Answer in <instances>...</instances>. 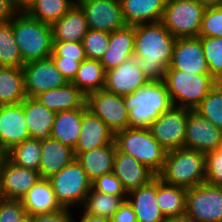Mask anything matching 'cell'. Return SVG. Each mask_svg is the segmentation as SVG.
I'll list each match as a JSON object with an SVG mask.
<instances>
[{"instance_id":"49","label":"cell","mask_w":222,"mask_h":222,"mask_svg":"<svg viewBox=\"0 0 222 222\" xmlns=\"http://www.w3.org/2000/svg\"><path fill=\"white\" fill-rule=\"evenodd\" d=\"M16 13L11 0H0V23L10 21Z\"/></svg>"},{"instance_id":"28","label":"cell","mask_w":222,"mask_h":222,"mask_svg":"<svg viewBox=\"0 0 222 222\" xmlns=\"http://www.w3.org/2000/svg\"><path fill=\"white\" fill-rule=\"evenodd\" d=\"M35 98L54 112L87 108L86 96L71 82L43 92Z\"/></svg>"},{"instance_id":"21","label":"cell","mask_w":222,"mask_h":222,"mask_svg":"<svg viewBox=\"0 0 222 222\" xmlns=\"http://www.w3.org/2000/svg\"><path fill=\"white\" fill-rule=\"evenodd\" d=\"M135 43V26L125 27L110 32L108 49L100 60L105 72L115 69L125 60L133 57Z\"/></svg>"},{"instance_id":"36","label":"cell","mask_w":222,"mask_h":222,"mask_svg":"<svg viewBox=\"0 0 222 222\" xmlns=\"http://www.w3.org/2000/svg\"><path fill=\"white\" fill-rule=\"evenodd\" d=\"M41 153V140L28 138L8 151V159L17 166L39 172Z\"/></svg>"},{"instance_id":"37","label":"cell","mask_w":222,"mask_h":222,"mask_svg":"<svg viewBox=\"0 0 222 222\" xmlns=\"http://www.w3.org/2000/svg\"><path fill=\"white\" fill-rule=\"evenodd\" d=\"M23 59L15 42L12 22L0 23V66L23 68Z\"/></svg>"},{"instance_id":"6","label":"cell","mask_w":222,"mask_h":222,"mask_svg":"<svg viewBox=\"0 0 222 222\" xmlns=\"http://www.w3.org/2000/svg\"><path fill=\"white\" fill-rule=\"evenodd\" d=\"M163 82L173 106L194 110L217 81L210 74H189L167 69Z\"/></svg>"},{"instance_id":"5","label":"cell","mask_w":222,"mask_h":222,"mask_svg":"<svg viewBox=\"0 0 222 222\" xmlns=\"http://www.w3.org/2000/svg\"><path fill=\"white\" fill-rule=\"evenodd\" d=\"M119 152L126 153L158 174L164 165L167 150L152 136L149 128H126L114 134Z\"/></svg>"},{"instance_id":"1","label":"cell","mask_w":222,"mask_h":222,"mask_svg":"<svg viewBox=\"0 0 222 222\" xmlns=\"http://www.w3.org/2000/svg\"><path fill=\"white\" fill-rule=\"evenodd\" d=\"M176 38L160 22L135 25L133 58L149 81H163Z\"/></svg>"},{"instance_id":"51","label":"cell","mask_w":222,"mask_h":222,"mask_svg":"<svg viewBox=\"0 0 222 222\" xmlns=\"http://www.w3.org/2000/svg\"><path fill=\"white\" fill-rule=\"evenodd\" d=\"M35 0H11L16 12H26Z\"/></svg>"},{"instance_id":"8","label":"cell","mask_w":222,"mask_h":222,"mask_svg":"<svg viewBox=\"0 0 222 222\" xmlns=\"http://www.w3.org/2000/svg\"><path fill=\"white\" fill-rule=\"evenodd\" d=\"M48 179L60 205L72 210L82 206L91 189V181L76 159Z\"/></svg>"},{"instance_id":"18","label":"cell","mask_w":222,"mask_h":222,"mask_svg":"<svg viewBox=\"0 0 222 222\" xmlns=\"http://www.w3.org/2000/svg\"><path fill=\"white\" fill-rule=\"evenodd\" d=\"M149 80L136 67L133 57L119 64L115 69L106 71L104 89L117 95L126 96L137 91Z\"/></svg>"},{"instance_id":"26","label":"cell","mask_w":222,"mask_h":222,"mask_svg":"<svg viewBox=\"0 0 222 222\" xmlns=\"http://www.w3.org/2000/svg\"><path fill=\"white\" fill-rule=\"evenodd\" d=\"M23 109L30 138L39 140L51 138L56 112L42 105L36 98L31 97H26L23 100Z\"/></svg>"},{"instance_id":"19","label":"cell","mask_w":222,"mask_h":222,"mask_svg":"<svg viewBox=\"0 0 222 222\" xmlns=\"http://www.w3.org/2000/svg\"><path fill=\"white\" fill-rule=\"evenodd\" d=\"M28 138L30 134L25 122L23 101L0 106V142L10 150Z\"/></svg>"},{"instance_id":"16","label":"cell","mask_w":222,"mask_h":222,"mask_svg":"<svg viewBox=\"0 0 222 222\" xmlns=\"http://www.w3.org/2000/svg\"><path fill=\"white\" fill-rule=\"evenodd\" d=\"M40 178L38 171L17 166L8 159L0 169V198L21 200Z\"/></svg>"},{"instance_id":"24","label":"cell","mask_w":222,"mask_h":222,"mask_svg":"<svg viewBox=\"0 0 222 222\" xmlns=\"http://www.w3.org/2000/svg\"><path fill=\"white\" fill-rule=\"evenodd\" d=\"M126 25L162 21L167 0H120Z\"/></svg>"},{"instance_id":"39","label":"cell","mask_w":222,"mask_h":222,"mask_svg":"<svg viewBox=\"0 0 222 222\" xmlns=\"http://www.w3.org/2000/svg\"><path fill=\"white\" fill-rule=\"evenodd\" d=\"M198 37L201 39L210 75L220 82L222 80V37Z\"/></svg>"},{"instance_id":"50","label":"cell","mask_w":222,"mask_h":222,"mask_svg":"<svg viewBox=\"0 0 222 222\" xmlns=\"http://www.w3.org/2000/svg\"><path fill=\"white\" fill-rule=\"evenodd\" d=\"M76 213L73 212V222H110V219L98 215H90L87 213H84L79 209H75ZM78 210V213H77ZM77 216V217H76Z\"/></svg>"},{"instance_id":"33","label":"cell","mask_w":222,"mask_h":222,"mask_svg":"<svg viewBox=\"0 0 222 222\" xmlns=\"http://www.w3.org/2000/svg\"><path fill=\"white\" fill-rule=\"evenodd\" d=\"M106 72L99 60L86 58L71 81L85 96L104 89Z\"/></svg>"},{"instance_id":"2","label":"cell","mask_w":222,"mask_h":222,"mask_svg":"<svg viewBox=\"0 0 222 222\" xmlns=\"http://www.w3.org/2000/svg\"><path fill=\"white\" fill-rule=\"evenodd\" d=\"M129 127L149 128L173 104L163 81H148L134 93L124 96Z\"/></svg>"},{"instance_id":"9","label":"cell","mask_w":222,"mask_h":222,"mask_svg":"<svg viewBox=\"0 0 222 222\" xmlns=\"http://www.w3.org/2000/svg\"><path fill=\"white\" fill-rule=\"evenodd\" d=\"M186 215L195 222H222V186L204 182L189 188Z\"/></svg>"},{"instance_id":"3","label":"cell","mask_w":222,"mask_h":222,"mask_svg":"<svg viewBox=\"0 0 222 222\" xmlns=\"http://www.w3.org/2000/svg\"><path fill=\"white\" fill-rule=\"evenodd\" d=\"M11 22L24 64L50 57L53 47L50 24L38 21L25 12H17Z\"/></svg>"},{"instance_id":"38","label":"cell","mask_w":222,"mask_h":222,"mask_svg":"<svg viewBox=\"0 0 222 222\" xmlns=\"http://www.w3.org/2000/svg\"><path fill=\"white\" fill-rule=\"evenodd\" d=\"M194 110L222 130V84L217 82Z\"/></svg>"},{"instance_id":"45","label":"cell","mask_w":222,"mask_h":222,"mask_svg":"<svg viewBox=\"0 0 222 222\" xmlns=\"http://www.w3.org/2000/svg\"><path fill=\"white\" fill-rule=\"evenodd\" d=\"M50 57H64L84 61L87 57L82 42L53 41L52 54Z\"/></svg>"},{"instance_id":"48","label":"cell","mask_w":222,"mask_h":222,"mask_svg":"<svg viewBox=\"0 0 222 222\" xmlns=\"http://www.w3.org/2000/svg\"><path fill=\"white\" fill-rule=\"evenodd\" d=\"M110 222H137L133 207L128 200H125Z\"/></svg>"},{"instance_id":"29","label":"cell","mask_w":222,"mask_h":222,"mask_svg":"<svg viewBox=\"0 0 222 222\" xmlns=\"http://www.w3.org/2000/svg\"><path fill=\"white\" fill-rule=\"evenodd\" d=\"M117 151L115 142L91 151L74 153L75 159L82 166L92 182L97 177L113 171L114 157Z\"/></svg>"},{"instance_id":"34","label":"cell","mask_w":222,"mask_h":222,"mask_svg":"<svg viewBox=\"0 0 222 222\" xmlns=\"http://www.w3.org/2000/svg\"><path fill=\"white\" fill-rule=\"evenodd\" d=\"M125 200L127 196L104 194L91 188L79 210L90 215L112 219Z\"/></svg>"},{"instance_id":"12","label":"cell","mask_w":222,"mask_h":222,"mask_svg":"<svg viewBox=\"0 0 222 222\" xmlns=\"http://www.w3.org/2000/svg\"><path fill=\"white\" fill-rule=\"evenodd\" d=\"M23 72L26 97L35 98L43 92L68 83L51 57L25 63Z\"/></svg>"},{"instance_id":"53","label":"cell","mask_w":222,"mask_h":222,"mask_svg":"<svg viewBox=\"0 0 222 222\" xmlns=\"http://www.w3.org/2000/svg\"><path fill=\"white\" fill-rule=\"evenodd\" d=\"M165 222H195V221L185 214L182 216L168 217L166 218Z\"/></svg>"},{"instance_id":"11","label":"cell","mask_w":222,"mask_h":222,"mask_svg":"<svg viewBox=\"0 0 222 222\" xmlns=\"http://www.w3.org/2000/svg\"><path fill=\"white\" fill-rule=\"evenodd\" d=\"M190 109L172 106L151 124L152 136L167 151L184 148L186 121Z\"/></svg>"},{"instance_id":"20","label":"cell","mask_w":222,"mask_h":222,"mask_svg":"<svg viewBox=\"0 0 222 222\" xmlns=\"http://www.w3.org/2000/svg\"><path fill=\"white\" fill-rule=\"evenodd\" d=\"M114 142V133L89 109L82 114L79 139L74 153H82L100 148Z\"/></svg>"},{"instance_id":"10","label":"cell","mask_w":222,"mask_h":222,"mask_svg":"<svg viewBox=\"0 0 222 222\" xmlns=\"http://www.w3.org/2000/svg\"><path fill=\"white\" fill-rule=\"evenodd\" d=\"M86 105L114 134L129 128V115L124 96L101 89L86 96Z\"/></svg>"},{"instance_id":"13","label":"cell","mask_w":222,"mask_h":222,"mask_svg":"<svg viewBox=\"0 0 222 222\" xmlns=\"http://www.w3.org/2000/svg\"><path fill=\"white\" fill-rule=\"evenodd\" d=\"M85 13L88 28L113 32L126 26L120 0H76Z\"/></svg>"},{"instance_id":"17","label":"cell","mask_w":222,"mask_h":222,"mask_svg":"<svg viewBox=\"0 0 222 222\" xmlns=\"http://www.w3.org/2000/svg\"><path fill=\"white\" fill-rule=\"evenodd\" d=\"M113 173L121 181L127 194L149 184L157 177L149 167L118 150L114 157Z\"/></svg>"},{"instance_id":"27","label":"cell","mask_w":222,"mask_h":222,"mask_svg":"<svg viewBox=\"0 0 222 222\" xmlns=\"http://www.w3.org/2000/svg\"><path fill=\"white\" fill-rule=\"evenodd\" d=\"M28 216L56 212L63 207L57 201L51 182L40 178L20 200Z\"/></svg>"},{"instance_id":"4","label":"cell","mask_w":222,"mask_h":222,"mask_svg":"<svg viewBox=\"0 0 222 222\" xmlns=\"http://www.w3.org/2000/svg\"><path fill=\"white\" fill-rule=\"evenodd\" d=\"M157 177L167 184L186 189L200 185L206 180L205 154L186 148L169 150Z\"/></svg>"},{"instance_id":"41","label":"cell","mask_w":222,"mask_h":222,"mask_svg":"<svg viewBox=\"0 0 222 222\" xmlns=\"http://www.w3.org/2000/svg\"><path fill=\"white\" fill-rule=\"evenodd\" d=\"M198 36L222 37V6L206 8Z\"/></svg>"},{"instance_id":"30","label":"cell","mask_w":222,"mask_h":222,"mask_svg":"<svg viewBox=\"0 0 222 222\" xmlns=\"http://www.w3.org/2000/svg\"><path fill=\"white\" fill-rule=\"evenodd\" d=\"M88 108H76L56 112L55 120L53 123L51 138L60 141L61 143L75 148L79 139L82 114Z\"/></svg>"},{"instance_id":"7","label":"cell","mask_w":222,"mask_h":222,"mask_svg":"<svg viewBox=\"0 0 222 222\" xmlns=\"http://www.w3.org/2000/svg\"><path fill=\"white\" fill-rule=\"evenodd\" d=\"M205 10L200 0H167L161 22L175 38L198 37Z\"/></svg>"},{"instance_id":"54","label":"cell","mask_w":222,"mask_h":222,"mask_svg":"<svg viewBox=\"0 0 222 222\" xmlns=\"http://www.w3.org/2000/svg\"><path fill=\"white\" fill-rule=\"evenodd\" d=\"M200 1L206 8L222 6V0H200Z\"/></svg>"},{"instance_id":"44","label":"cell","mask_w":222,"mask_h":222,"mask_svg":"<svg viewBox=\"0 0 222 222\" xmlns=\"http://www.w3.org/2000/svg\"><path fill=\"white\" fill-rule=\"evenodd\" d=\"M91 188L104 194L127 196L121 181L114 175L113 171L97 177L91 182Z\"/></svg>"},{"instance_id":"22","label":"cell","mask_w":222,"mask_h":222,"mask_svg":"<svg viewBox=\"0 0 222 222\" xmlns=\"http://www.w3.org/2000/svg\"><path fill=\"white\" fill-rule=\"evenodd\" d=\"M137 222H165L156 198V178L149 184L139 187L127 194Z\"/></svg>"},{"instance_id":"35","label":"cell","mask_w":222,"mask_h":222,"mask_svg":"<svg viewBox=\"0 0 222 222\" xmlns=\"http://www.w3.org/2000/svg\"><path fill=\"white\" fill-rule=\"evenodd\" d=\"M76 0H35L25 12L28 16L52 25L61 19Z\"/></svg>"},{"instance_id":"31","label":"cell","mask_w":222,"mask_h":222,"mask_svg":"<svg viewBox=\"0 0 222 222\" xmlns=\"http://www.w3.org/2000/svg\"><path fill=\"white\" fill-rule=\"evenodd\" d=\"M187 190L184 187L167 184L156 177L157 204L165 218L186 214Z\"/></svg>"},{"instance_id":"40","label":"cell","mask_w":222,"mask_h":222,"mask_svg":"<svg viewBox=\"0 0 222 222\" xmlns=\"http://www.w3.org/2000/svg\"><path fill=\"white\" fill-rule=\"evenodd\" d=\"M110 33L89 29L82 40L86 57L101 60L108 49Z\"/></svg>"},{"instance_id":"46","label":"cell","mask_w":222,"mask_h":222,"mask_svg":"<svg viewBox=\"0 0 222 222\" xmlns=\"http://www.w3.org/2000/svg\"><path fill=\"white\" fill-rule=\"evenodd\" d=\"M73 211L75 210L63 207L56 212L28 216V222H73Z\"/></svg>"},{"instance_id":"32","label":"cell","mask_w":222,"mask_h":222,"mask_svg":"<svg viewBox=\"0 0 222 222\" xmlns=\"http://www.w3.org/2000/svg\"><path fill=\"white\" fill-rule=\"evenodd\" d=\"M25 98L23 68L0 66V106L19 104Z\"/></svg>"},{"instance_id":"14","label":"cell","mask_w":222,"mask_h":222,"mask_svg":"<svg viewBox=\"0 0 222 222\" xmlns=\"http://www.w3.org/2000/svg\"><path fill=\"white\" fill-rule=\"evenodd\" d=\"M222 147V130L195 110L188 112L184 148L197 150L205 155Z\"/></svg>"},{"instance_id":"42","label":"cell","mask_w":222,"mask_h":222,"mask_svg":"<svg viewBox=\"0 0 222 222\" xmlns=\"http://www.w3.org/2000/svg\"><path fill=\"white\" fill-rule=\"evenodd\" d=\"M0 222H28V214L22 202L0 198Z\"/></svg>"},{"instance_id":"25","label":"cell","mask_w":222,"mask_h":222,"mask_svg":"<svg viewBox=\"0 0 222 222\" xmlns=\"http://www.w3.org/2000/svg\"><path fill=\"white\" fill-rule=\"evenodd\" d=\"M51 28L53 41L64 42H82L89 30L85 13L77 2Z\"/></svg>"},{"instance_id":"23","label":"cell","mask_w":222,"mask_h":222,"mask_svg":"<svg viewBox=\"0 0 222 222\" xmlns=\"http://www.w3.org/2000/svg\"><path fill=\"white\" fill-rule=\"evenodd\" d=\"M41 150L39 167L41 178H50L75 159L71 147L52 138L41 140Z\"/></svg>"},{"instance_id":"52","label":"cell","mask_w":222,"mask_h":222,"mask_svg":"<svg viewBox=\"0 0 222 222\" xmlns=\"http://www.w3.org/2000/svg\"><path fill=\"white\" fill-rule=\"evenodd\" d=\"M8 149L0 142V169L8 160Z\"/></svg>"},{"instance_id":"15","label":"cell","mask_w":222,"mask_h":222,"mask_svg":"<svg viewBox=\"0 0 222 222\" xmlns=\"http://www.w3.org/2000/svg\"><path fill=\"white\" fill-rule=\"evenodd\" d=\"M167 69L189 74H210L200 37L176 38L172 60Z\"/></svg>"},{"instance_id":"43","label":"cell","mask_w":222,"mask_h":222,"mask_svg":"<svg viewBox=\"0 0 222 222\" xmlns=\"http://www.w3.org/2000/svg\"><path fill=\"white\" fill-rule=\"evenodd\" d=\"M206 180L210 185L222 186V147L205 155Z\"/></svg>"},{"instance_id":"47","label":"cell","mask_w":222,"mask_h":222,"mask_svg":"<svg viewBox=\"0 0 222 222\" xmlns=\"http://www.w3.org/2000/svg\"><path fill=\"white\" fill-rule=\"evenodd\" d=\"M60 73L71 82L78 71L81 62L75 59H64V57H51Z\"/></svg>"}]
</instances>
